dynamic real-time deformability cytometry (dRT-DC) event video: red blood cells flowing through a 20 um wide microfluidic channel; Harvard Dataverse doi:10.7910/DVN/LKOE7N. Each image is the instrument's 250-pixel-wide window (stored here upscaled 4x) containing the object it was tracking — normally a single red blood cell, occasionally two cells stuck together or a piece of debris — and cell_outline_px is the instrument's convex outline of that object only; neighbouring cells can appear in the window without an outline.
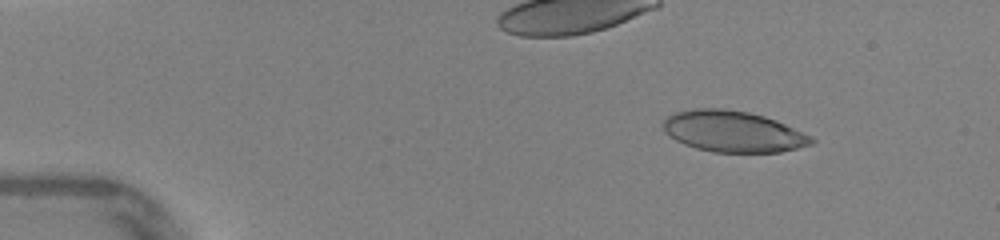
{"species": "human", "species_latin": "Homo sapiens", "temperature_condition": "warm", "stored_images_in_passage": 46, "camera_frame_rate_fps": 3000, "um_per_image_px": 0.085, "donor": {"sex": "female"}, "frame": {"image": 1, "passage_image": 6, "time_ms": 1.667, "image_size_px": [1000, 240], "cell_outline_px": [[816, 140], [812, 144], [780, 152], [712, 152], [696, 148], [684, 144], [676, 140], [664, 132], [660, 124], [672, 112], [692, 108], [724, 108], [748, 112], [764, 116], [776, 120], [812, 136]], "centroid_in_image_um": [62.26, 11.16], "position_along_channel_um": 22.7, "area_um2": 35.84}}
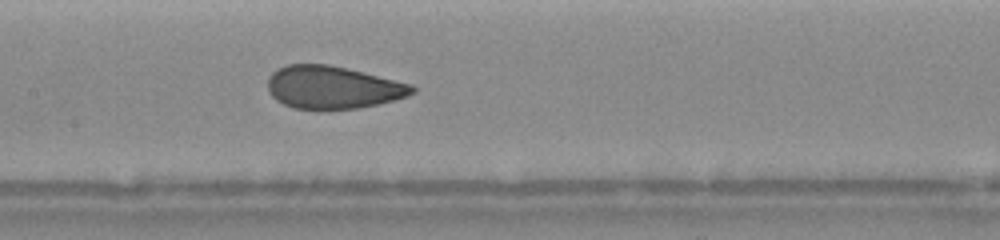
{"frame": {"image": 2, "passage_image": 23, "time_ms": 7.333, "image_size_px": [1000, 240], "cell_outline_px": [[416, 92], [408, 96], [396, 100], [356, 108], [296, 108], [284, 104], [276, 100], [268, 92], [268, 76], [272, 72], [288, 64], [328, 64], [348, 68], [412, 84], [416, 88]], "centroid_in_image_um": [28.31, 7.41], "position_along_channel_um": 179.1, "area_um2": 35.78}}
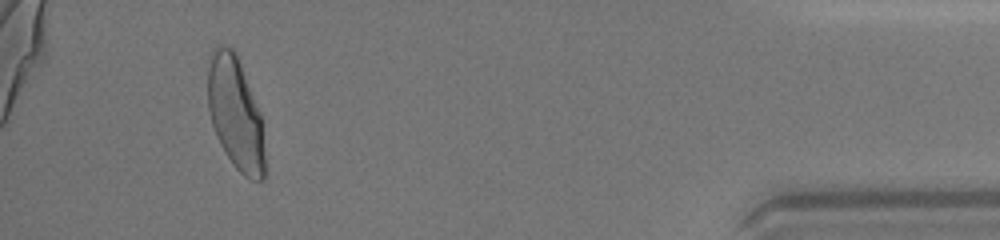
{"frame": {"image": 3, "passage_image": 43, "time_ms": 14.0, "image_size_px": [1000, 240], "cell_outline_px": [[264, 180], [252, 180], [244, 176], [236, 168], [224, 152], [216, 136], [208, 112], [208, 56], [212, 48], [216, 44], [220, 44], [232, 48], [236, 52], [260, 112], [264, 152]], "centroid_in_image_um": [19.98, 9.59], "position_along_channel_um": 415.2, "area_um2": 37.63}, "authors_computed_cell_mechanics": {"area_um2": 36.5007, "velocity_mm_per_s": 4.3812, "shape_relaxation_time_tau1_ms": 5.3344, "shape_relaxation_time_tau2_ms": 0.5919, "deformation_change_tau1": 0.1797, "deformation_change_tau2": 0.0701}}